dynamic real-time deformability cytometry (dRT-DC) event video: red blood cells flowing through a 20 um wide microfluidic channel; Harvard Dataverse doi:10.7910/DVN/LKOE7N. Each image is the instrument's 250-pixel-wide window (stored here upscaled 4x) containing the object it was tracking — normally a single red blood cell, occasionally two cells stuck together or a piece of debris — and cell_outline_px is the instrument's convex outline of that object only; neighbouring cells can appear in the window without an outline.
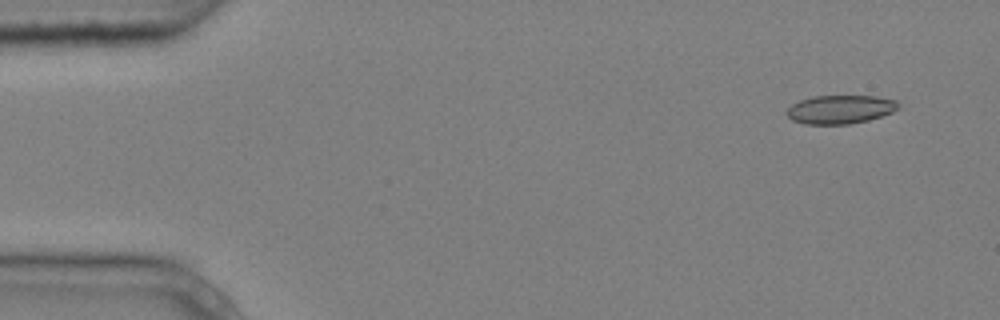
{"species": "common noctule bat (a hibernating species)", "species_latin": "Nyctalus noctula", "temperature_condition": "cold", "stored_images_in_passage": 4, "camera_frame_rate_fps": 3000, "um_per_image_px": 0.085, "animal": {"sex": "male", "body_mass_g": 20.4}, "frame": {"image": 1, "passage_image": 1, "time_ms": 0.0, "image_size_px": [1000, 320], "cell_outline_px": [[900, 108], [892, 112], [868, 120], [848, 124], [804, 124], [792, 120], [784, 112], [792, 104], [800, 100], [812, 96], [876, 96], [896, 100], [900, 104]], "centroid_in_image_um": [71.41, 9.29], "position_along_channel_um": 13.6, "area_um2": 18.67}}
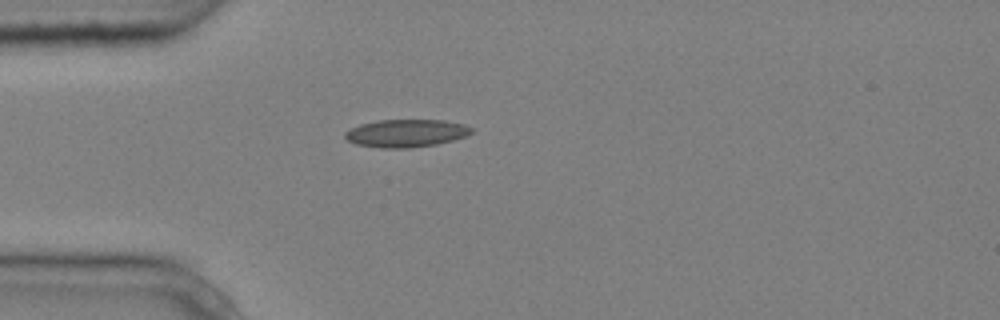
{"frame": {"image": 2, "passage_image": 4, "time_ms": 1.0, "image_size_px": [1000, 320], "cell_outline_px": [[476, 132], [452, 140], [436, 144], [408, 148], [384, 148], [356, 144], [348, 140], [344, 136], [344, 132], [360, 124], [380, 120], [444, 120], [464, 124], [472, 128]], "centroid_in_image_um": [34.54, 11.32], "position_along_channel_um": 50.5, "area_um2": 20.35}}